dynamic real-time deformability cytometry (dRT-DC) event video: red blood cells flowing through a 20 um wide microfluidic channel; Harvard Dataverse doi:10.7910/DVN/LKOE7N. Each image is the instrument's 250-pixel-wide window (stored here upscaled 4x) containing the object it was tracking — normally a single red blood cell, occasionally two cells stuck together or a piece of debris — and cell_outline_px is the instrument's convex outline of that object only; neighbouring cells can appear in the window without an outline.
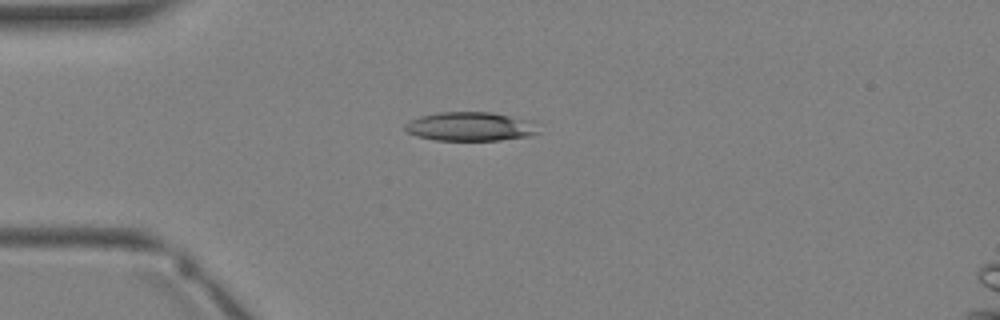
{"species": "Egyptian fruit bat (a non-hibernating species)", "species_latin": "Rousettus aegyptiacus", "temperature_condition": "warm", "stored_images_in_passage": 2, "camera_frame_rate_fps": 3000, "um_per_image_px": 0.085, "animal": {"sex": "female"}, "frame": {"image": 1, "passage_image": 2, "time_ms": 2.333, "image_size_px": [1000, 320], "cell_outline_px": [[536, 132], [532, 136], [500, 140], [432, 140], [416, 136], [408, 132], [404, 128], [404, 124], [420, 116], [440, 112], [492, 112], [536, 120]], "centroid_in_image_um": [40.01, 10.75], "position_along_channel_um": 45.0, "area_um2": 22.72}}